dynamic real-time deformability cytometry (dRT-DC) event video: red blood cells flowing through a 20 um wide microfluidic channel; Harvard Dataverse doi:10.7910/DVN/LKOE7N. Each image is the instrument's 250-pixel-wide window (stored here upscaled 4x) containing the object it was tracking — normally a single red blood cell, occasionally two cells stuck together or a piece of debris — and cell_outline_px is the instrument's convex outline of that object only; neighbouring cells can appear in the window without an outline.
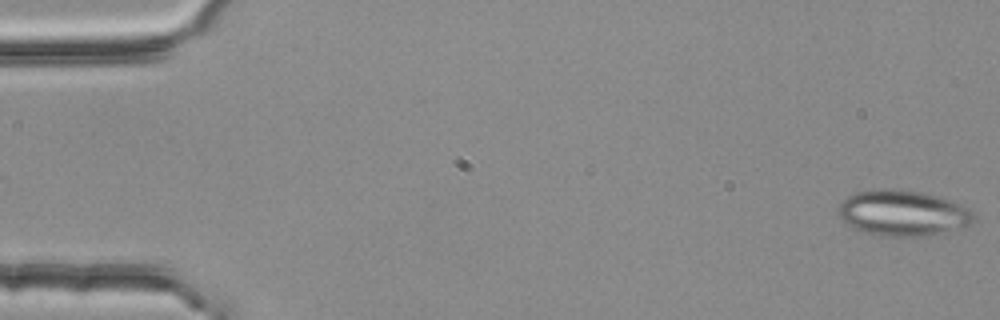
{"species": "common noctule bat (a hibernating species)", "species_latin": "Nyctalus noctula", "temperature_condition": "room temperature", "stored_images_in_passage": 2, "camera_frame_rate_fps": 3000, "um_per_image_px": 0.085, "animal": {"sex": "female", "body_mass_g": 25.1}, "frame": {"image": 1, "passage_image": 2, "time_ms": 0.333, "image_size_px": [1000, 320], "cell_outline_px": [[972, 220], [968, 224], [936, 236], [880, 236], [864, 232], [840, 220], [836, 216], [836, 208], [848, 196], [856, 192], [884, 188], [904, 188], [924, 192], [960, 204], [968, 208], [972, 212]], "centroid_in_image_um": [76.68, 18.1], "position_along_channel_um": 8.3, "area_um2": 36.36}}